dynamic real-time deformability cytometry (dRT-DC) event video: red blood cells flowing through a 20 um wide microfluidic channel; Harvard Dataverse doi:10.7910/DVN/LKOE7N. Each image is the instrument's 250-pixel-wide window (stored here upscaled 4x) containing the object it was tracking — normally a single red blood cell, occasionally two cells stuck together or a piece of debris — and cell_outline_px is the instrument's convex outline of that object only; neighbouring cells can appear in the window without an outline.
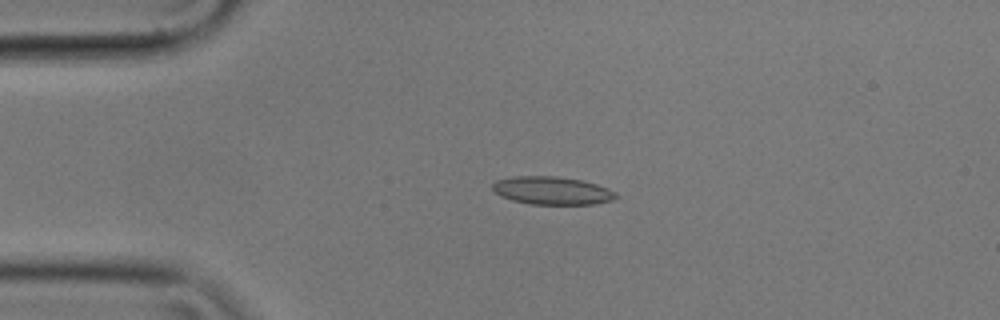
{"species": "common noctule bat (a hibernating species)", "species_latin": "Nyctalus noctula", "temperature_condition": "cold", "stored_images_in_passage": 43, "camera_frame_rate_fps": 3000, "um_per_image_px": 0.085, "animal": {"sex": "male", "body_mass_g": 17.9}, "frame": {"image": 1, "passage_image": 2, "time_ms": 0.333, "image_size_px": [1000, 320], "cell_outline_px": [[620, 196], [612, 200], [596, 204], [528, 204], [512, 200], [496, 192], [492, 188], [492, 184], [496, 180], [512, 176], [556, 176], [584, 180], [608, 188], [616, 192]], "centroid_in_image_um": [46.97, 16.19], "position_along_channel_um": 38.0, "area_um2": 20.23}}
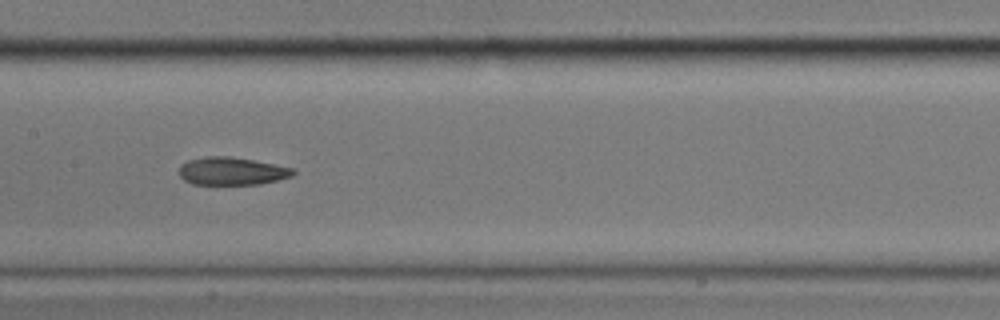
{"frame": {"image": 2, "passage_image": 17, "time_ms": 5.333, "image_size_px": [1000, 320], "cell_outline_px": [[296, 172], [292, 176], [260, 184], [192, 184], [184, 180], [180, 176], [180, 164], [188, 160], [208, 156], [228, 156], [252, 160], [292, 168]], "centroid_in_image_um": [19.67, 14.55], "position_along_channel_um": 187.7, "area_um2": 18.26}}
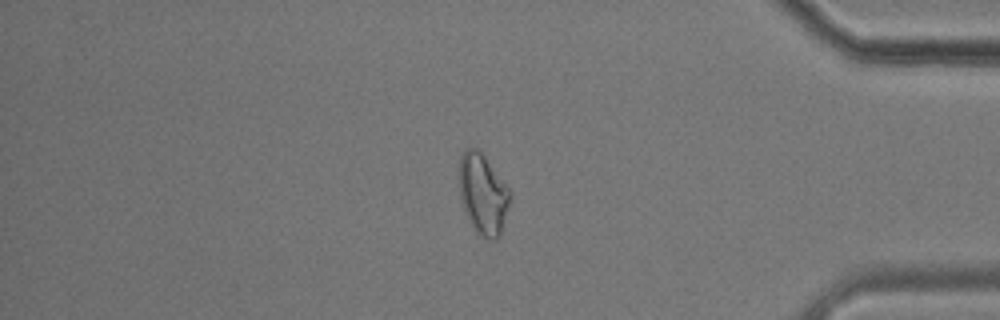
{"frame": {"image": 3, "passage_image": 37, "time_ms": 12.0, "image_size_px": [1000, 320], "cell_outline_px": [[512, 196], [500, 236], [496, 240], [492, 240], [476, 232], [472, 228], [468, 220], [460, 196], [460, 156], [464, 148], [476, 148], [484, 156], [512, 192]], "centroid_in_image_um": [41.07, 16.51], "position_along_channel_um": 394.1, "area_um2": 23.76}}